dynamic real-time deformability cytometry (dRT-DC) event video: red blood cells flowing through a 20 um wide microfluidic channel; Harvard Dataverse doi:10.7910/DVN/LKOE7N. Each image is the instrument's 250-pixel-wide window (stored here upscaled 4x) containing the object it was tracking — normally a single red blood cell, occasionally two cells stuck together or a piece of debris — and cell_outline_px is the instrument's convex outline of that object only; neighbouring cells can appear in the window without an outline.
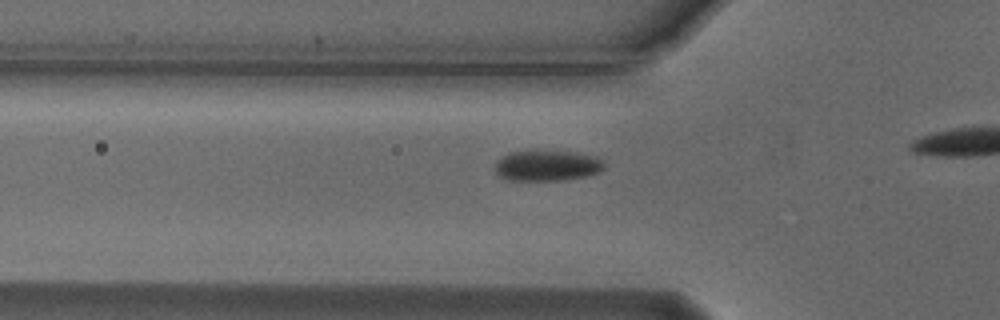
{"species": "Egyptian fruit bat (a non-hibernating species)", "species_latin": "Rousettus aegyptiacus", "temperature_condition": "cold", "stored_images_in_passage": 12, "camera_frame_rate_fps": 3000, "um_per_image_px": 0.085, "animal": {"sex": "male"}, "frame": {"image": 1, "passage_image": 3, "time_ms": 0.667, "image_size_px": [1000, 320], "cell_outline_px": [[604, 168], [600, 172], [588, 176], [560, 180], [508, 180], [500, 176], [496, 172], [496, 160], [512, 152], [568, 152], [596, 156], [604, 160]], "centroid_in_image_um": [46.55, 14.1], "position_along_channel_um": 79.3, "area_um2": 19.13}}
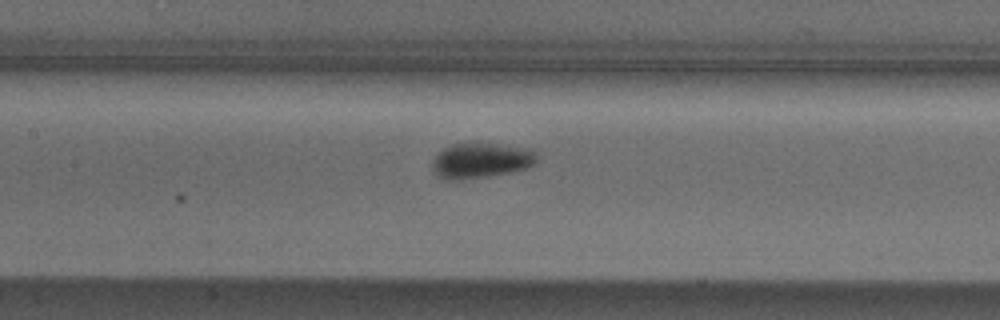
{"frame": {"image": 2, "passage_image": 10, "time_ms": 3.0, "image_size_px": [1000, 320], "cell_outline_px": [[536, 164], [528, 168], [488, 176], [448, 180], [440, 176], [432, 168], [432, 160], [444, 148], [452, 144], [492, 144], [528, 148], [536, 152]], "centroid_in_image_um": [40.91, 13.64], "position_along_channel_um": 166.5, "area_um2": 20.92}}